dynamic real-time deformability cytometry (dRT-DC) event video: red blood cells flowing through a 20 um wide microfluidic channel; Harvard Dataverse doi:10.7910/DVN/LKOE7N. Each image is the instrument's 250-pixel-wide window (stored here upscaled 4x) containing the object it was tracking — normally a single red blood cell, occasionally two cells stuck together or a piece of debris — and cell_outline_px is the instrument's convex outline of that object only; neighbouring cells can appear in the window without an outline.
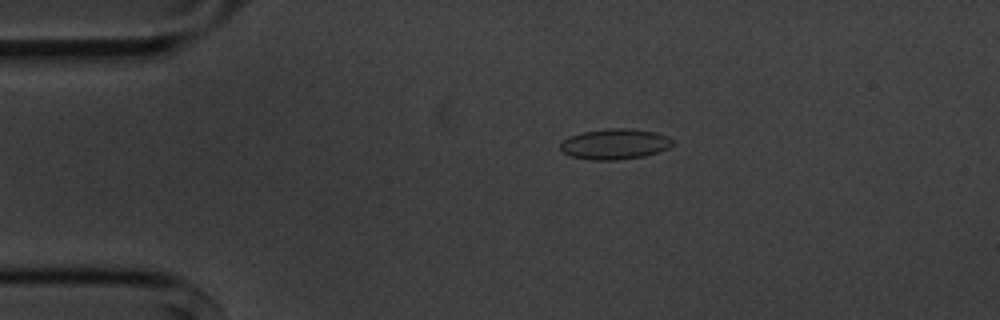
{"species": "common noctule bat (a hibernating species)", "species_latin": "Nyctalus noctula", "temperature_condition": "cold", "stored_images_in_passage": 4, "camera_frame_rate_fps": 3000, "um_per_image_px": 0.085, "animal": {"sex": "male", "body_mass_g": 20.1, "forearm_length_mm": 53.5}, "frame": {"image": 1, "passage_image": 2, "time_ms": 1.0, "image_size_px": [1000, 320], "cell_outline_px": [[672, 144], [668, 148], [644, 156], [612, 160], [592, 160], [572, 156], [560, 152], [560, 140], [568, 136], [580, 132], [608, 128], [632, 128], [656, 132], [668, 136], [672, 140]], "centroid_in_image_um": [52.2, 12.22], "position_along_channel_um": 32.8, "area_um2": 20.17}}
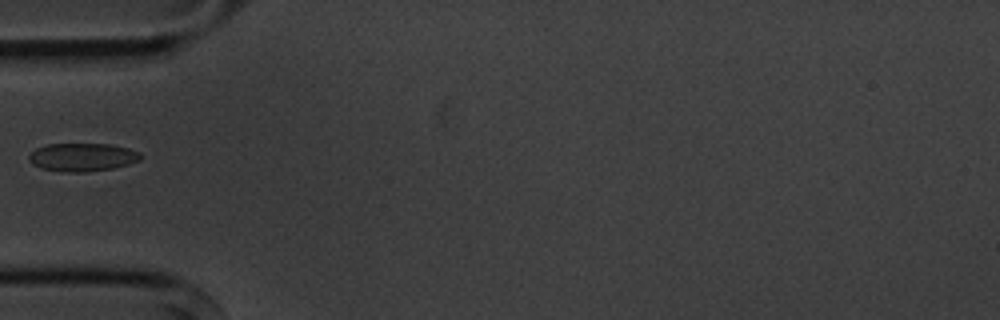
{"frame": {"image": 2, "passage_image": 4, "time_ms": 3.333, "image_size_px": [1000, 320], "cell_outline_px": [[144, 156], [140, 160], [128, 164], [112, 168], [84, 172], [60, 172], [40, 168], [32, 164], [28, 160], [28, 156], [36, 148], [48, 144], [108, 144], [128, 148], [140, 152]], "centroid_in_image_um": [6.99, 13.36], "position_along_channel_um": 78.0, "area_um2": 18.44}}